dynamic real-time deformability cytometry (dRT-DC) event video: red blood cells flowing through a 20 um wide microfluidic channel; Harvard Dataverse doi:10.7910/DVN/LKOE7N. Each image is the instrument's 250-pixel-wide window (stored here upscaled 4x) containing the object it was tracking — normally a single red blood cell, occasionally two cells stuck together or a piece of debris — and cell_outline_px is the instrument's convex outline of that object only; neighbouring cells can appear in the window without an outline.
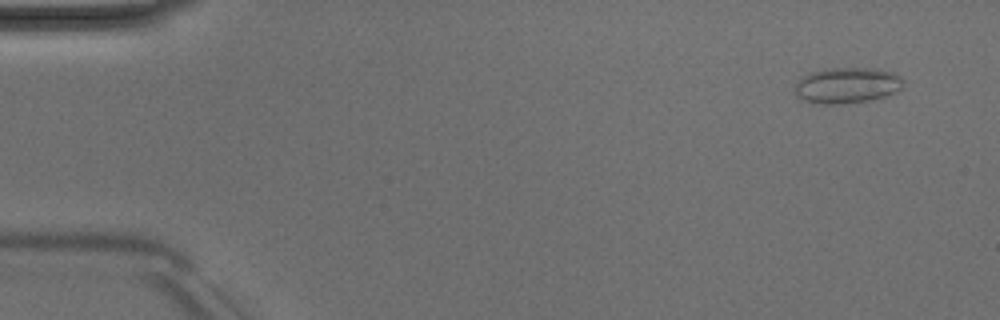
{"species": "Egyptian fruit bat (a non-hibernating species)", "species_latin": "Rousettus aegyptiacus", "temperature_condition": "room temperature", "stored_images_in_passage": 48, "camera_frame_rate_fps": 3000, "um_per_image_px": 0.085, "animal": {"sex": "male"}, "frame": {"image": 1, "passage_image": 1, "time_ms": 0.0, "image_size_px": [1000, 320], "cell_outline_px": [[904, 80], [900, 88], [884, 96], [868, 100], [848, 104], [820, 104], [800, 100], [796, 96], [792, 88], [800, 76], [808, 72], [832, 68], [872, 68], [892, 72], [900, 76]], "centroid_in_image_um": [71.89, 7.26], "position_along_channel_um": 13.1, "area_um2": 22.95}}
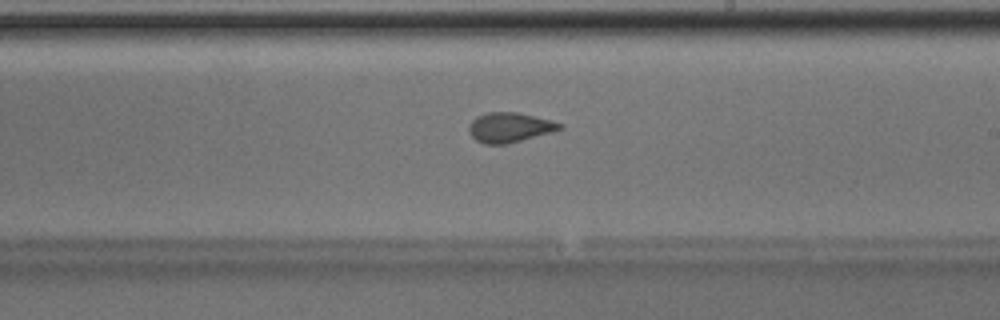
{"frame": {"image": 2, "passage_image": 27, "time_ms": 8.667, "image_size_px": [1000, 320], "cell_outline_px": [[564, 128], [552, 132], [504, 144], [484, 144], [476, 140], [472, 136], [468, 128], [468, 124], [476, 116], [488, 112], [516, 112], [552, 120], [564, 124]], "centroid_in_image_um": [43.32, 10.82], "position_along_channel_um": 245.7, "area_um2": 15.72}}
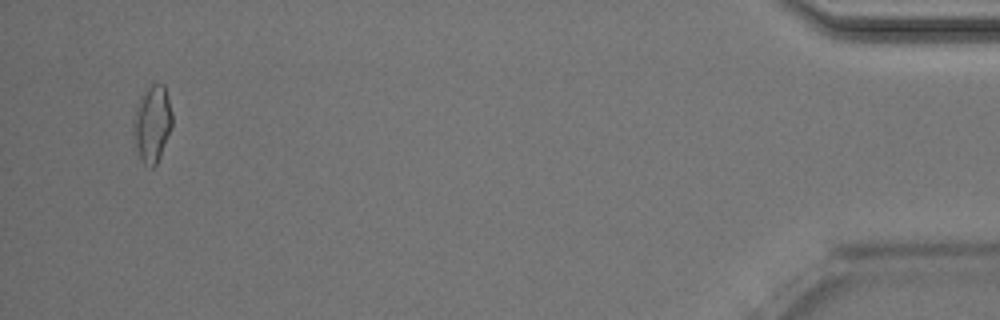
{"frame": {"image": 3, "passage_image": 46, "time_ms": 15.0, "image_size_px": [1000, 320], "cell_outline_px": [[172, 128], [160, 156], [156, 164], [152, 168], [144, 164], [140, 156], [132, 132], [132, 120], [140, 96], [152, 84], [164, 84], [168, 96], [172, 112]], "centroid_in_image_um": [12.94, 10.5], "position_along_channel_um": 422.3, "area_um2": 17.34}}